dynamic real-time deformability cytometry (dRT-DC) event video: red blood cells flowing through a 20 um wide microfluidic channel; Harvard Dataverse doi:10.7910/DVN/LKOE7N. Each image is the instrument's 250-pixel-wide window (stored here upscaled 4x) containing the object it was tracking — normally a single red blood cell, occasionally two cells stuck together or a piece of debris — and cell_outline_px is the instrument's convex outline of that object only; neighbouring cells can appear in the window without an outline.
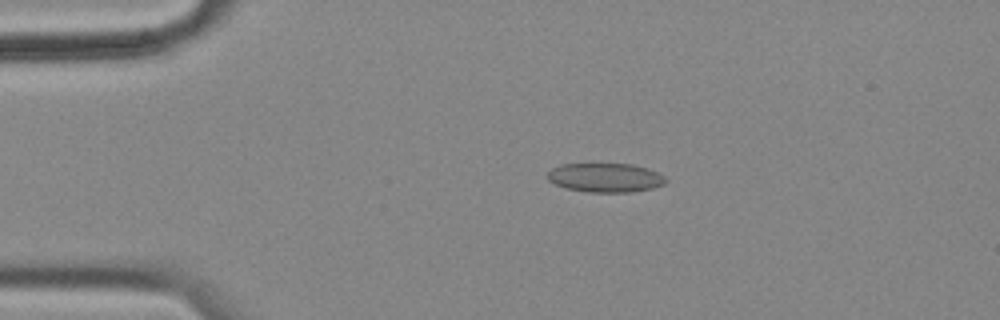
{"species": "common noctule bat (a hibernating species)", "species_latin": "Nyctalus noctula", "temperature_condition": "cold", "stored_images_in_passage": 49, "camera_frame_rate_fps": 3000, "um_per_image_px": 0.085, "animal": {"sex": "female", "body_mass_g": 18.4}, "frame": {"image": 1, "passage_image": 11, "time_ms": 3.333, "image_size_px": [1000, 320], "cell_outline_px": [[668, 180], [664, 184], [652, 188], [628, 192], [588, 192], [568, 188], [556, 184], [548, 180], [548, 172], [552, 168], [564, 164], [632, 164], [648, 168], [664, 176]], "centroid_in_image_um": [51.48, 15.09], "position_along_channel_um": 33.5, "area_um2": 19.83}}
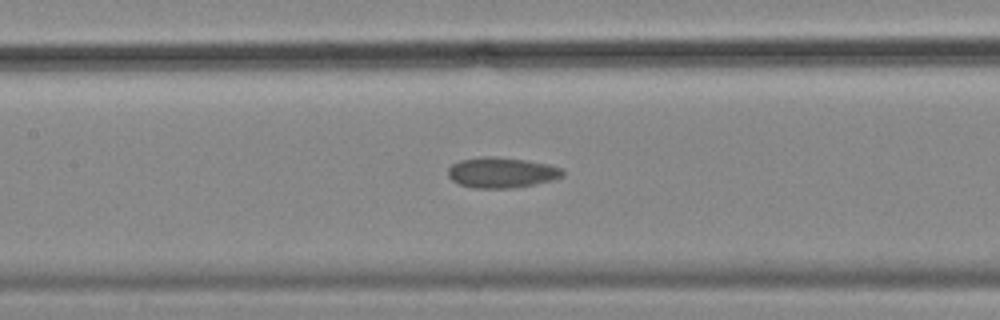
{"frame": {"image": 2, "passage_image": 26, "time_ms": 8.333, "image_size_px": [1000, 320], "cell_outline_px": [[564, 176], [552, 180], [516, 188], [472, 188], [460, 184], [452, 180], [448, 176], [448, 168], [452, 164], [460, 160], [480, 156], [492, 156], [528, 160], [548, 164], [564, 168]], "centroid_in_image_um": [42.65, 14.66], "position_along_channel_um": 164.7, "area_um2": 20.63}}
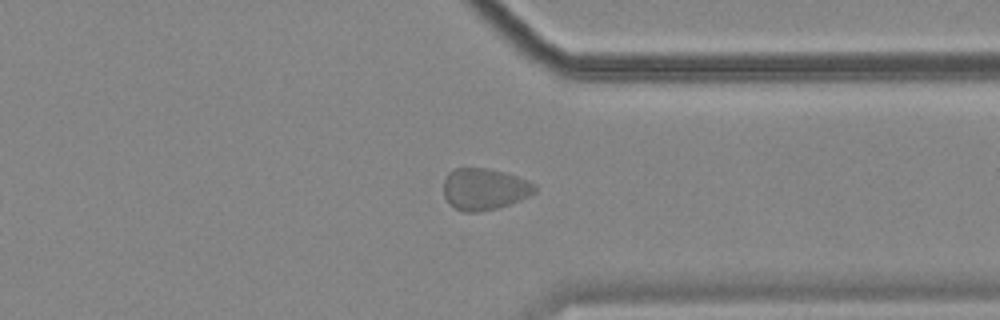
{"frame": {"image": 3, "passage_image": 44, "time_ms": 14.333, "image_size_px": [1000, 320], "cell_outline_px": [[536, 192], [528, 196], [508, 204], [496, 208], [480, 212], [464, 212], [448, 204], [444, 196], [444, 180], [448, 172], [456, 168], [488, 168], [504, 172], [528, 180], [536, 184]], "centroid_in_image_um": [41.15, 16.07], "position_along_channel_um": 370.2, "area_um2": 22.14}, "authors_computed_cell_mechanics": {"area_um2": 20.2878, "velocity_mm_per_s": 3.4408, "shape_relaxation_time_tau1_ms": null, "shape_relaxation_time_tau2_ms": 1.0731, "deformation_change_tau1": null, "deformation_change_tau2": 0.0512}}